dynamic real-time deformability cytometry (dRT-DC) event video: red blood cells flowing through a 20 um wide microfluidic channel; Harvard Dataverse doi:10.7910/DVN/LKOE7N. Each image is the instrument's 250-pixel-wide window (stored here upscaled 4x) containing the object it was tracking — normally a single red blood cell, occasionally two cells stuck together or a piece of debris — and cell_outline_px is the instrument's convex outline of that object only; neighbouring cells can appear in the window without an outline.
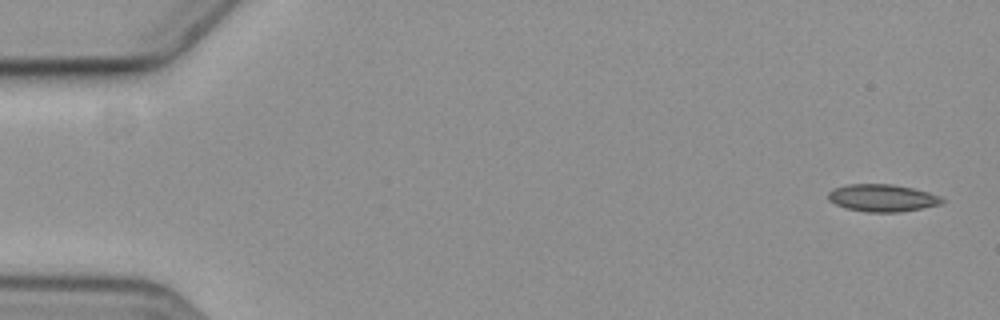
{"species": "common noctule bat (a hibernating species)", "species_latin": "Nyctalus noctula", "temperature_condition": "cold", "stored_images_in_passage": 4, "segment_of_instrument_passage": [2, 2], "camera_frame_rate_fps": 3000, "um_per_image_px": 0.085, "animal": {"sex": "female", "body_mass_g": 19.3, "forearm_length_mm": 54.1}, "frame": {"image": 1, "passage_image": 4, "time_ms": 5.0, "image_size_px": [1000, 320], "cell_outline_px": [[944, 200], [940, 204], [900, 212], [868, 212], [848, 208], [836, 204], [828, 200], [828, 192], [832, 188], [848, 184], [892, 184], [912, 188], [928, 192], [940, 196]], "centroid_in_image_um": [74.96, 16.81], "position_along_channel_um": 10.0, "area_um2": 17.98}}